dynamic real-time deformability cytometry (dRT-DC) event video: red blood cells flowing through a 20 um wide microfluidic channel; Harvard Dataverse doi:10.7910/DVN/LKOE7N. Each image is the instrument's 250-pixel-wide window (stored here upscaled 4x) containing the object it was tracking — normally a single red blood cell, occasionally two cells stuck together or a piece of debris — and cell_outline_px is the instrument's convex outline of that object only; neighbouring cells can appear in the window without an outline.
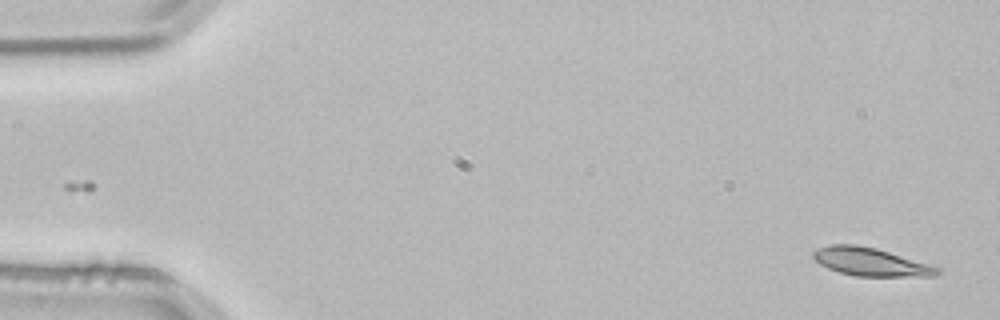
{"species": "common noctule bat (a hibernating species)", "species_latin": "Nyctalus noctula", "temperature_condition": "room temperature", "stored_images_in_passage": 4, "camera_frame_rate_fps": 3000, "um_per_image_px": 0.085, "animal": {"sex": "male", "body_mass_g": 21.5, "forearm_length_mm": 52.0}, "frame": {"image": 1, "passage_image": 1, "time_ms": 0.0, "image_size_px": [1000, 320], "cell_outline_px": [[940, 272], [936, 276], [856, 276], [840, 272], [828, 268], [820, 264], [812, 256], [812, 252], [828, 244], [856, 244], [876, 248], [928, 264], [940, 268]], "centroid_in_image_um": [73.98, 22.25], "position_along_channel_um": 11.0, "area_um2": 20.11}}
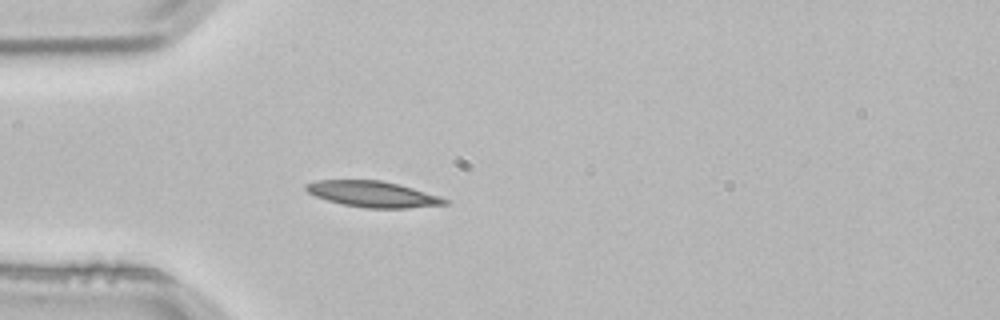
{"frame": {"image": 2, "passage_image": 4, "time_ms": 1.0, "image_size_px": [1000, 320], "cell_outline_px": [[448, 204], [408, 208], [364, 208], [344, 204], [328, 200], [316, 196], [308, 192], [304, 188], [304, 184], [316, 180], [380, 180], [400, 184], [440, 196], [448, 200]], "centroid_in_image_um": [31.69, 16.49], "position_along_channel_um": 53.3, "area_um2": 20.98}}